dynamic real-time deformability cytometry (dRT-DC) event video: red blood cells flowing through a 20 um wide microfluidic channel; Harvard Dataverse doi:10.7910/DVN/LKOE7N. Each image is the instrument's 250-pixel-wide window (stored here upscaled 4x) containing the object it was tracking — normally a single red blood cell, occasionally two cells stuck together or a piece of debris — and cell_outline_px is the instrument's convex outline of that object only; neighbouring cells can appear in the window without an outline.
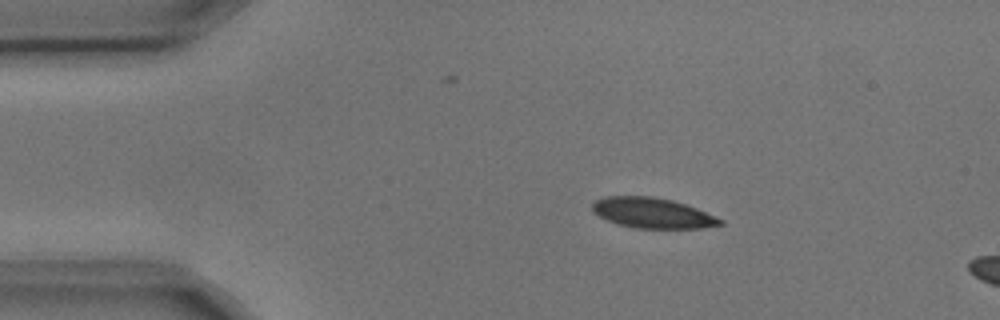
{"species": "common noctule bat (a hibernating species)", "species_latin": "Nyctalus noctula", "temperature_condition": "cold", "stored_images_in_passage": 4, "camera_frame_rate_fps": 3000, "um_per_image_px": 0.085, "animal": {"sex": "male", "body_mass_g": 17.9, "forearm_length_mm": 54.2}, "frame": {"image": 1, "passage_image": 2, "time_ms": 0.333, "image_size_px": [1000, 320], "cell_outline_px": [[724, 224], [700, 228], [636, 228], [620, 224], [608, 220], [592, 212], [592, 204], [596, 200], [604, 196], [652, 196], [672, 200], [696, 208], [724, 220]], "centroid_in_image_um": [55.45, 18.1], "position_along_channel_um": 29.5, "area_um2": 22.43}}